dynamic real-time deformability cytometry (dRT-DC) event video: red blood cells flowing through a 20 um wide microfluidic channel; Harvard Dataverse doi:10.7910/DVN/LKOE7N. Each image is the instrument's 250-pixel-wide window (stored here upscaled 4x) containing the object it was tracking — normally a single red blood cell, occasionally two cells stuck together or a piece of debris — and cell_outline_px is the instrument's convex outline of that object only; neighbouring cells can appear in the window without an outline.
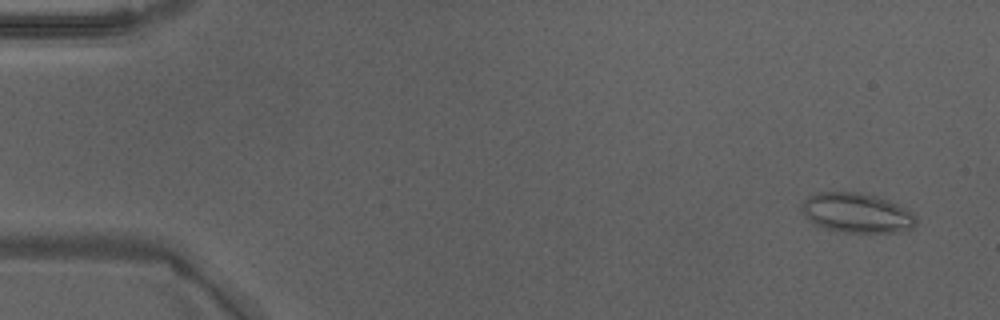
{"species": "Egyptian fruit bat (a non-hibernating species)", "species_latin": "Rousettus aegyptiacus", "temperature_condition": "warm", "stored_images_in_passage": 15, "camera_frame_rate_fps": 3000, "um_per_image_px": 0.085, "animal": {"sex": "male"}, "frame": {"image": 1, "passage_image": 3, "time_ms": 0.667, "image_size_px": [1000, 320], "cell_outline_px": [[916, 224], [912, 228], [900, 232], [844, 232], [824, 228], [816, 224], [800, 208], [804, 200], [808, 196], [816, 192], [856, 192], [888, 200], [912, 212], [916, 216]], "centroid_in_image_um": [72.84, 18.1], "position_along_channel_um": 12.2, "area_um2": 26.07}}